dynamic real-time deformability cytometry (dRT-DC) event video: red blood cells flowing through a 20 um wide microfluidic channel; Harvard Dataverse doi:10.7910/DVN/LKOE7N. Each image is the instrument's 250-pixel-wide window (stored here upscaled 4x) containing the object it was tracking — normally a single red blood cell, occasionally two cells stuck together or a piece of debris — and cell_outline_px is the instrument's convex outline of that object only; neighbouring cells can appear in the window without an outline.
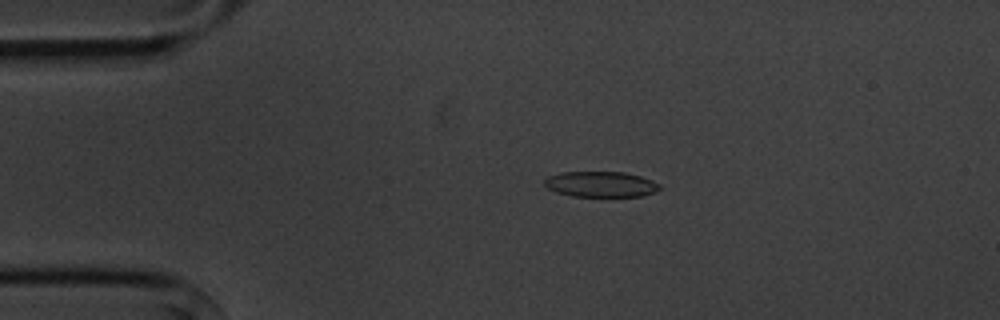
{"species": "common noctule bat (a hibernating species)", "species_latin": "Nyctalus noctula", "temperature_condition": "cold", "stored_images_in_passage": 4, "camera_frame_rate_fps": 3000, "um_per_image_px": 0.085, "animal": {"sex": "male", "body_mass_g": 20.1, "forearm_length_mm": 53.5}, "frame": {"image": 1, "passage_image": 3, "time_ms": 2.333, "image_size_px": [1000, 320], "cell_outline_px": [[660, 188], [644, 196], [572, 196], [556, 192], [548, 188], [544, 184], [544, 180], [548, 176], [560, 172], [624, 172], [640, 176], [652, 180], [660, 184]], "centroid_in_image_um": [51.05, 15.65], "position_along_channel_um": 34.0, "area_um2": 17.11}}